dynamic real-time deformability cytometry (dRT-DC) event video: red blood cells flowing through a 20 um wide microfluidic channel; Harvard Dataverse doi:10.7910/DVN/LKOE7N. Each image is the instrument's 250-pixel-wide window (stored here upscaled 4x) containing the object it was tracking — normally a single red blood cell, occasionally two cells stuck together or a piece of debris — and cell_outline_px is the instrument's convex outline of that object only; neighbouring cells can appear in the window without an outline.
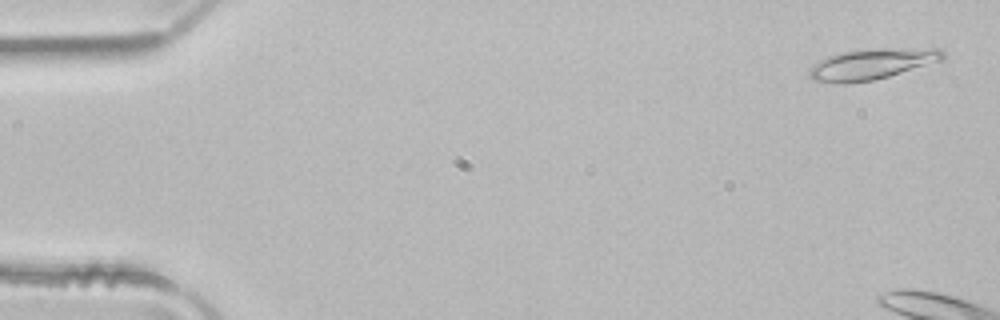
{"species": "common noctule bat (a hibernating species)", "species_latin": "Nyctalus noctula", "temperature_condition": "room temperature", "stored_images_in_passage": 7, "camera_frame_rate_fps": 3000, "um_per_image_px": 0.085, "animal": {"sex": "male", "body_mass_g": 21.5, "forearm_length_mm": 52.0}, "frame": {"image": 1, "passage_image": 2, "time_ms": 0.333, "image_size_px": [1000, 320], "cell_outline_px": [[944, 60], [888, 76], [872, 80], [844, 84], [812, 80], [808, 76], [808, 68], [812, 64], [828, 56], [844, 52], [868, 48], [940, 48], [944, 52]], "centroid_in_image_um": [74.09, 5.44], "position_along_channel_um": 10.9, "area_um2": 24.16}}